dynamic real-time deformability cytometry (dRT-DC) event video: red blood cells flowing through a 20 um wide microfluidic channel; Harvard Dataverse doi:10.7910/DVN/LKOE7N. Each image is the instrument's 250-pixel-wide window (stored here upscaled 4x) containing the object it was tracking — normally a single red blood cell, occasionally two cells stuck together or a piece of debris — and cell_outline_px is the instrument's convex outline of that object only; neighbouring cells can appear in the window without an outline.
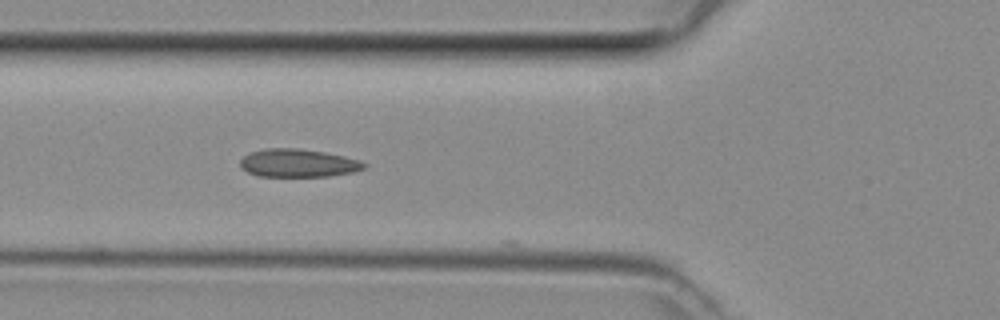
{"species": "common noctule bat (a hibernating species)", "species_latin": "Nyctalus noctula", "temperature_condition": "room temperature", "stored_images_in_passage": 7, "camera_frame_rate_fps": 3000, "um_per_image_px": 0.085, "animal": {"sex": "female", "body_mass_g": 29.2, "forearm_length_mm": 56.3}, "frame": {"image": 1, "passage_image": 6, "time_ms": 1.667, "image_size_px": [1000, 320], "cell_outline_px": [[368, 164], [364, 168], [352, 172], [328, 176], [256, 176], [240, 168], [240, 160], [244, 156], [252, 152], [264, 148], [300, 148], [324, 152], [344, 156], [360, 160]], "centroid_in_image_um": [25.32, 13.86], "position_along_channel_um": 100.5, "area_um2": 20.29}}